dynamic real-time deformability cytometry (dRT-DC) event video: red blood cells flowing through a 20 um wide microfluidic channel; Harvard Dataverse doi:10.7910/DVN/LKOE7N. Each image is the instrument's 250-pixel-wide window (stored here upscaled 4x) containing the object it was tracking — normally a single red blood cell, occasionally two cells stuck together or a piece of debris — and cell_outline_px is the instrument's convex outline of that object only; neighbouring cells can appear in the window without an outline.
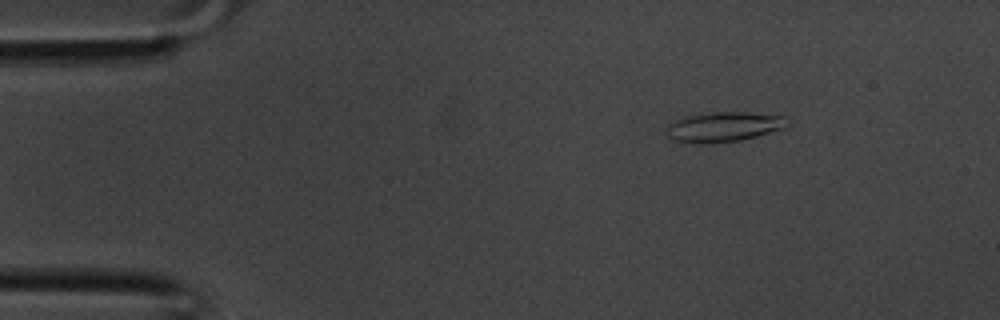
{"species": "common noctule bat (a hibernating species)", "species_latin": "Nyctalus noctula", "temperature_condition": "room temperature", "stored_images_in_passage": 37, "camera_frame_rate_fps": 3000, "um_per_image_px": 0.085, "animal": {"sex": "male", "body_mass_g": 20.1, "forearm_length_mm": 53.5}, "frame": {"image": 1, "passage_image": 5, "time_ms": 1.333, "image_size_px": [1000, 320], "cell_outline_px": [[788, 124], [784, 128], [756, 136], [740, 140], [672, 140], [668, 136], [668, 124], [680, 116], [712, 112], [748, 112], [784, 116]], "centroid_in_image_um": [61.55, 10.71], "position_along_channel_um": 23.5, "area_um2": 20.06}}
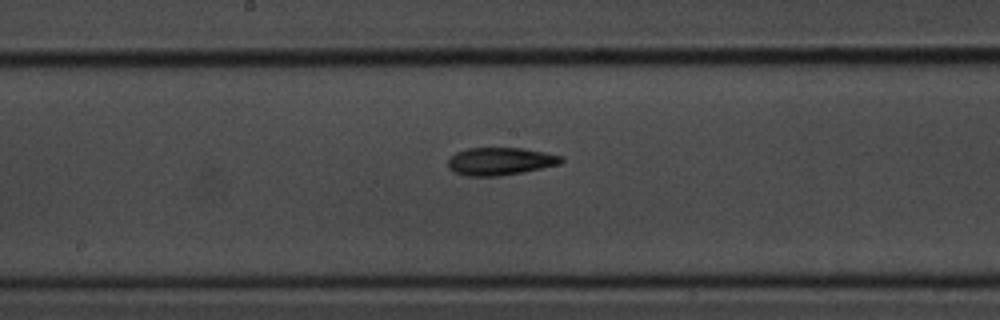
{"frame": {"image": 2, "passage_image": 19, "time_ms": 6.0, "image_size_px": [1000, 320], "cell_outline_px": [[564, 160], [560, 164], [500, 176], [464, 176], [452, 172], [448, 168], [448, 160], [456, 152], [468, 148], [524, 148], [564, 156]], "centroid_in_image_um": [42.49, 13.71], "position_along_channel_um": 205.7, "area_um2": 18.32}}
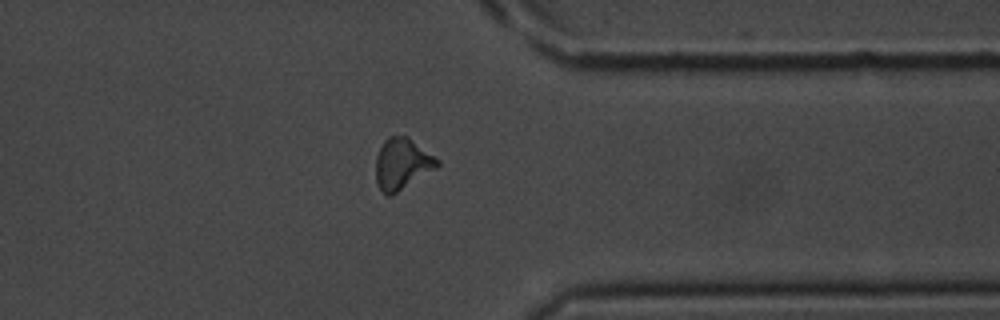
{"frame": {"image": 3, "passage_image": 29, "time_ms": 9.333, "image_size_px": [1000, 320], "cell_outline_px": [[440, 164], [436, 168], [392, 196], [388, 196], [380, 188], [376, 180], [376, 156], [384, 140], [388, 136], [408, 136], [440, 160]], "centroid_in_image_um": [34.18, 13.92], "position_along_channel_um": 377.2, "area_um2": 18.32}}